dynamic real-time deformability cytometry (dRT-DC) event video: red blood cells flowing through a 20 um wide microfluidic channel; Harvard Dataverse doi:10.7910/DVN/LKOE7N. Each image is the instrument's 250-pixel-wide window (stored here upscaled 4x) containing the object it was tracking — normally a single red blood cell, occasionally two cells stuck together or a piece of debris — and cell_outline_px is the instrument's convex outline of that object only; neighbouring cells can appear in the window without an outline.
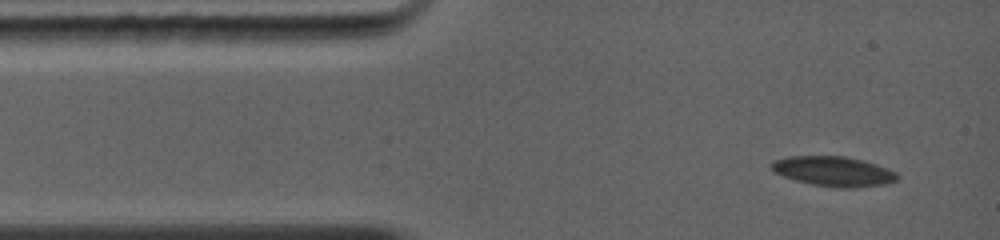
{"species": "common noctule bat (a hibernating species)", "species_latin": "Nyctalus noctula", "temperature_condition": "warm", "stored_images_in_passage": 3, "camera_frame_rate_fps": 5000, "um_per_image_px": 0.085, "animal": {"sex": "female", "body_mass_g": 19.0, "forearm_length_mm": 56.7}, "frame": {"image": 1, "passage_image": 1, "time_ms": 0.0, "image_size_px": [1000, 240], "cell_outline_px": [[900, 176], [896, 180], [884, 184], [856, 188], [836, 188], [812, 184], [796, 180], [772, 172], [772, 160], [788, 156], [844, 156], [864, 160], [876, 164], [896, 172]], "centroid_in_image_um": [70.85, 14.56], "position_along_channel_um": 14.1, "area_um2": 21.96}}
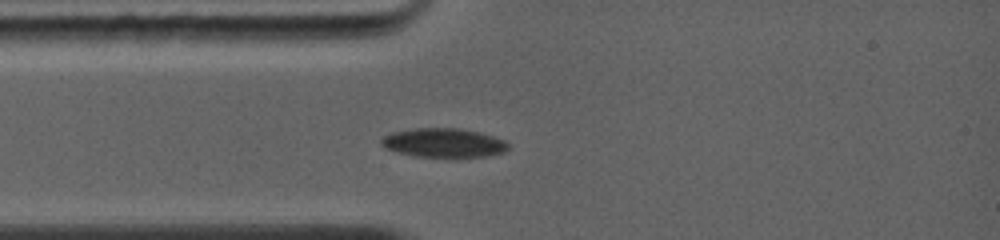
{"frame": {"image": 2, "passage_image": 3, "time_ms": 2.0, "image_size_px": [1000, 240], "cell_outline_px": [[508, 148], [504, 152], [488, 156], [412, 156], [396, 152], [384, 148], [380, 144], [380, 140], [384, 136], [392, 132], [416, 128], [460, 128], [480, 132], [504, 140], [508, 144]], "centroid_in_image_um": [37.67, 12.13], "position_along_channel_um": 47.3, "area_um2": 21.39}}